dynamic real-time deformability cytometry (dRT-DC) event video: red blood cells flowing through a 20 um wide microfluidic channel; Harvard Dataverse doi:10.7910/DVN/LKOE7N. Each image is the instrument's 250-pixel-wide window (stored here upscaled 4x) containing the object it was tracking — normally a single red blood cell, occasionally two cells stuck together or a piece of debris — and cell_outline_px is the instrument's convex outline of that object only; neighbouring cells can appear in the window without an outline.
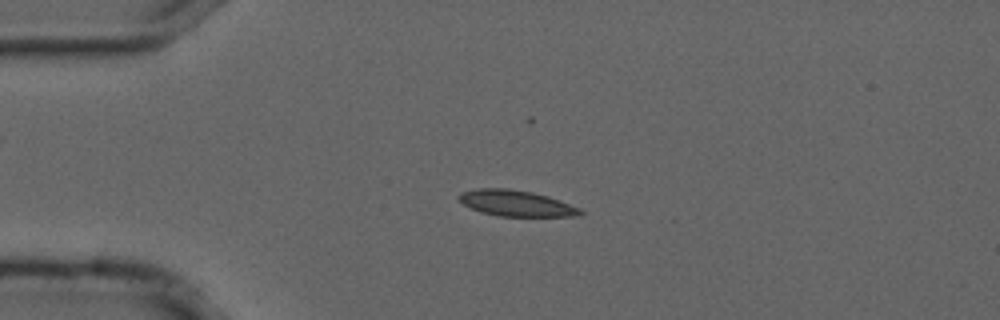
{"species": "common noctule bat (a hibernating species)", "species_latin": "Nyctalus noctula", "temperature_condition": "cold", "stored_images_in_passage": 54, "camera_frame_rate_fps": 3000, "um_per_image_px": 0.085, "animal": {"sex": "male", "forearm_length_mm": 52.5}, "frame": {"image": 1, "passage_image": 12, "time_ms": 3.667, "image_size_px": [1000, 320], "cell_outline_px": [[584, 212], [580, 216], [496, 216], [480, 212], [464, 204], [456, 196], [460, 192], [476, 188], [508, 188], [532, 192], [548, 196], [560, 200], [580, 208]], "centroid_in_image_um": [43.86, 17.27], "position_along_channel_um": 41.1, "area_um2": 18.5}}
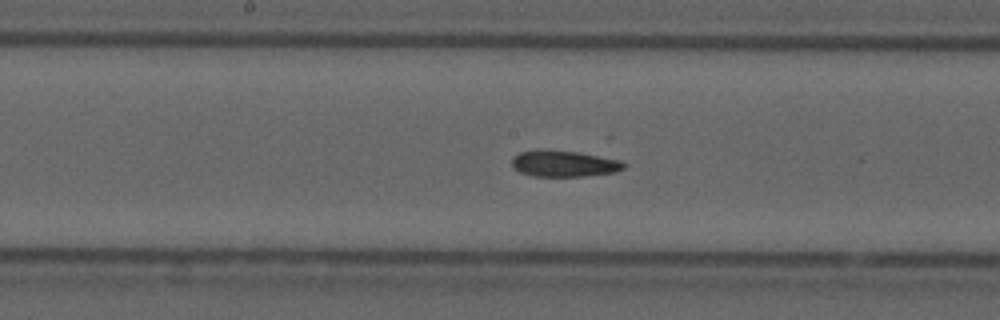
{"frame": {"image": 2, "passage_image": 27, "time_ms": 8.667, "image_size_px": [1000, 320], "cell_outline_px": [[628, 164], [624, 168], [616, 172], [584, 176], [532, 176], [520, 172], [512, 168], [512, 156], [520, 152], [536, 148], [548, 148], [580, 152], [620, 160]], "centroid_in_image_um": [47.9, 13.88], "position_along_channel_um": 200.3, "area_um2": 17.69}}
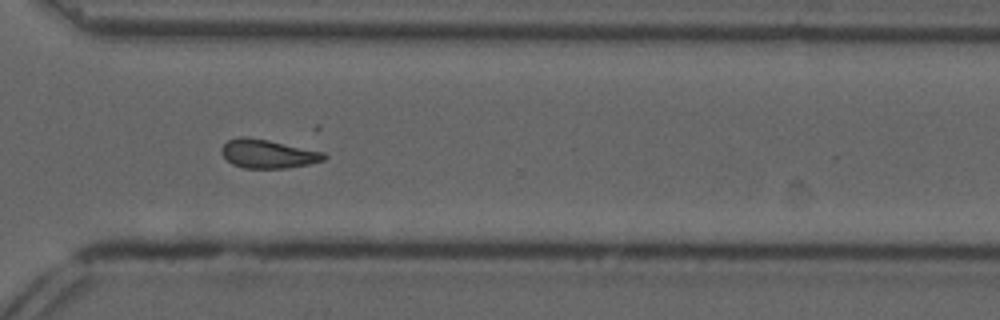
{"frame": {"image": 3, "passage_image": 39, "time_ms": 12.667, "image_size_px": [1000, 320], "cell_outline_px": [[328, 156], [324, 160], [308, 164], [284, 168], [244, 168], [232, 164], [220, 152], [220, 148], [228, 140], [244, 136], [248, 136], [268, 140], [324, 152]], "centroid_in_image_um": [22.76, 13.07], "position_along_channel_um": 347.8, "area_um2": 17.05}, "authors_computed_cell_mechanics": {"area_um2": 17.3978, "velocity_mm_per_s": 3.6937, "shape_relaxation_time_tau1_ms": null, "shape_relaxation_time_tau2_ms": 3.9961, "deformation_change_tau1": null, "deformation_change_tau2": 0.1035}}